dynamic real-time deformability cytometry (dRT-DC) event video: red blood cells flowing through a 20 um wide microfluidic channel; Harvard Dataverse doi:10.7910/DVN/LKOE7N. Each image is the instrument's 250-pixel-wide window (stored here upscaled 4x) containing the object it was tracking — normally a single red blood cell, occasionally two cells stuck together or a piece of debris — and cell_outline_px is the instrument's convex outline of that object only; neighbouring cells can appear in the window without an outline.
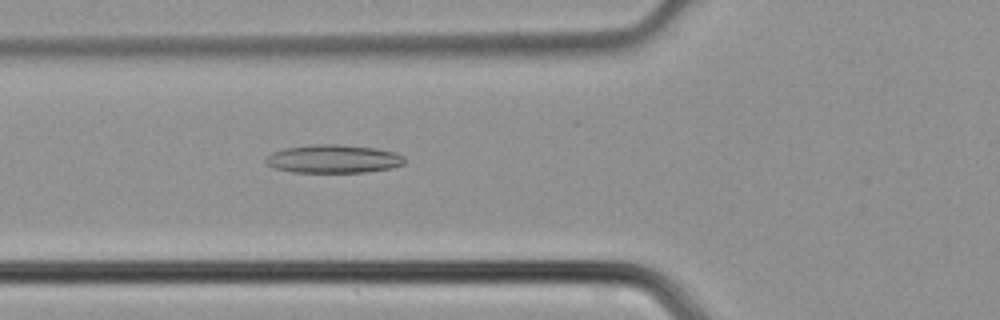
{"species": "common noctule bat (a hibernating species)", "species_latin": "Nyctalus noctula", "temperature_condition": "cold", "stored_images_in_passage": 32, "camera_frame_rate_fps": 3000, "um_per_image_px": 0.085, "animal": {"sex": "male", "body_mass_g": 21.5, "forearm_length_mm": 52.0}, "frame": {"image": 1, "passage_image": 3, "time_ms": 0.667, "image_size_px": [1000, 320], "cell_outline_px": [[404, 164], [392, 168], [364, 172], [292, 172], [272, 168], [264, 160], [272, 152], [284, 148], [312, 144], [336, 144], [376, 148], [396, 152], [404, 156]], "centroid_in_image_um": [28.33, 13.5], "position_along_channel_um": 97.5, "area_um2": 23.0}}
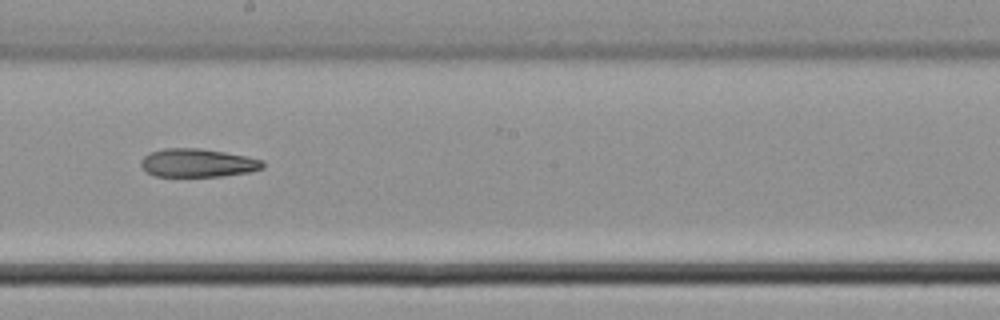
{"frame": {"image": 2, "passage_image": 12, "time_ms": 3.667, "image_size_px": [1000, 320], "cell_outline_px": [[264, 168], [248, 172], [220, 176], [156, 176], [148, 172], [140, 164], [140, 160], [144, 156], [152, 152], [164, 148], [200, 148], [248, 156], [264, 160]], "centroid_in_image_um": [16.83, 13.84], "position_along_channel_um": 231.4, "area_um2": 20.06}}
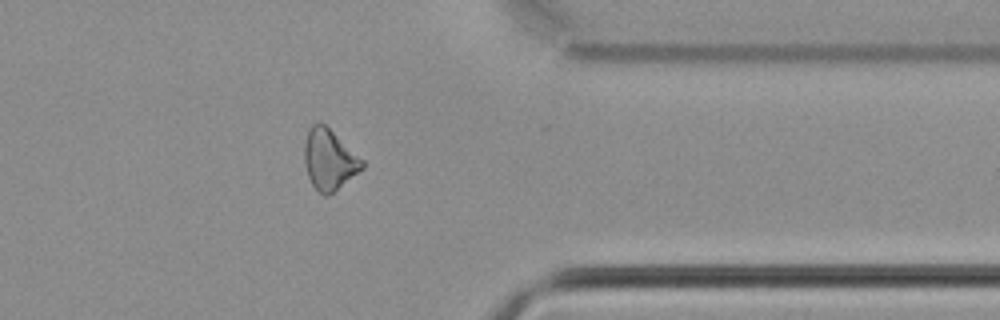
{"frame": {"image": 3, "passage_image": 23, "time_ms": 7.333, "image_size_px": [1000, 320], "cell_outline_px": [[364, 168], [328, 196], [324, 196], [312, 184], [308, 176], [304, 164], [304, 144], [308, 128], [312, 124], [320, 120], [364, 160]], "centroid_in_image_um": [27.97, 13.54], "position_along_channel_um": 383.4, "area_um2": 20.46}}